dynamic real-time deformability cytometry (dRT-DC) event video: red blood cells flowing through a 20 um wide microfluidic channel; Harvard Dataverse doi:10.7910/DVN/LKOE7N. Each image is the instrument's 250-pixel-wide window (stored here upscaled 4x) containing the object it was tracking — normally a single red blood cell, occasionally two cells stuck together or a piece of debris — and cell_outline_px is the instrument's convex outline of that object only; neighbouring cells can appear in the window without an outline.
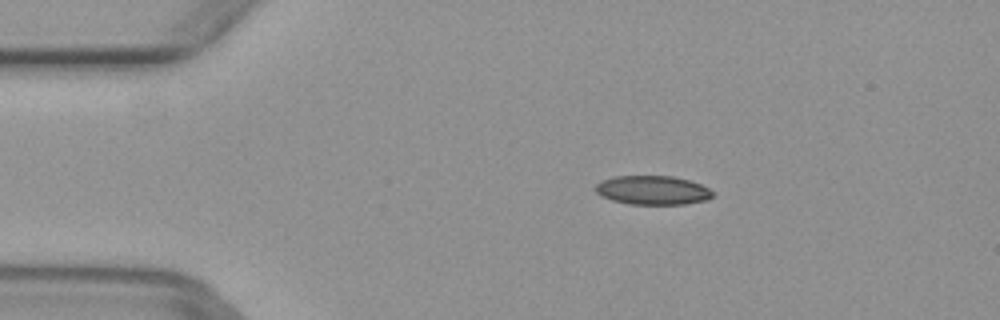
{"species": "common noctule bat (a hibernating species)", "species_latin": "Nyctalus noctula", "temperature_condition": "warm", "stored_images_in_passage": 46, "camera_frame_rate_fps": 3000, "um_per_image_px": 0.085, "animal": {"sex": "female", "body_mass_g": 29.2, "forearm_length_mm": 56.3}, "frame": {"image": 1, "passage_image": 5, "time_ms": 1.333, "image_size_px": [1000, 320], "cell_outline_px": [[716, 196], [708, 200], [684, 204], [628, 204], [612, 200], [600, 196], [596, 192], [596, 184], [600, 180], [612, 176], [672, 176], [688, 180], [700, 184], [716, 192]], "centroid_in_image_um": [55.49, 16.17], "position_along_channel_um": 29.5, "area_um2": 20.06}}
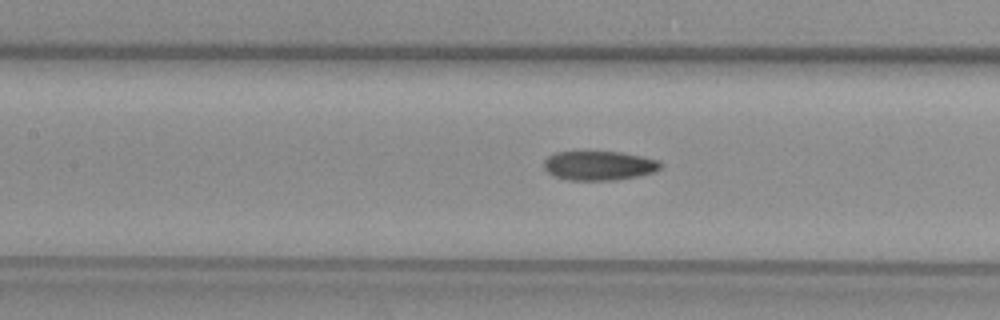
{"frame": {"image": 2, "passage_image": 18, "time_ms": 5.667, "image_size_px": [1000, 320], "cell_outline_px": [[664, 164], [660, 168], [652, 172], [636, 176], [612, 180], [568, 180], [552, 176], [544, 168], [544, 160], [548, 156], [556, 152], [620, 152], [660, 160]], "centroid_in_image_um": [50.9, 14.07], "position_along_channel_um": 156.5, "area_um2": 19.83}}
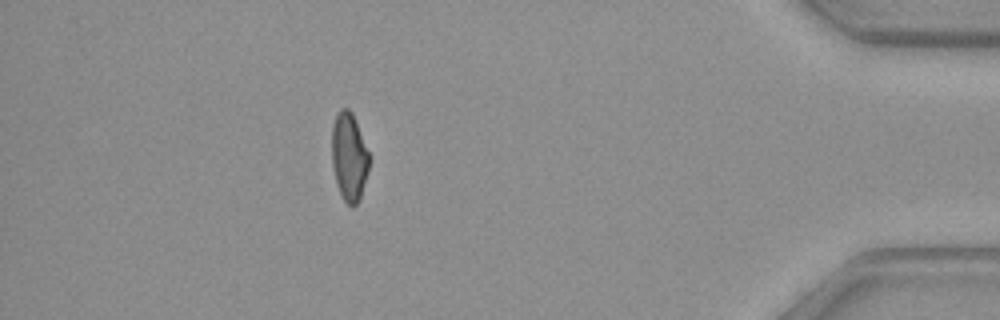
{"frame": {"image": 3, "passage_image": 40, "time_ms": 13.0, "image_size_px": [1000, 320], "cell_outline_px": [[368, 172], [360, 196], [356, 204], [352, 208], [340, 196], [336, 184], [332, 164], [332, 124], [340, 108], [348, 108], [352, 112], [368, 152]], "centroid_in_image_um": [29.64, 13.34], "position_along_channel_um": 405.6, "area_um2": 19.02}}